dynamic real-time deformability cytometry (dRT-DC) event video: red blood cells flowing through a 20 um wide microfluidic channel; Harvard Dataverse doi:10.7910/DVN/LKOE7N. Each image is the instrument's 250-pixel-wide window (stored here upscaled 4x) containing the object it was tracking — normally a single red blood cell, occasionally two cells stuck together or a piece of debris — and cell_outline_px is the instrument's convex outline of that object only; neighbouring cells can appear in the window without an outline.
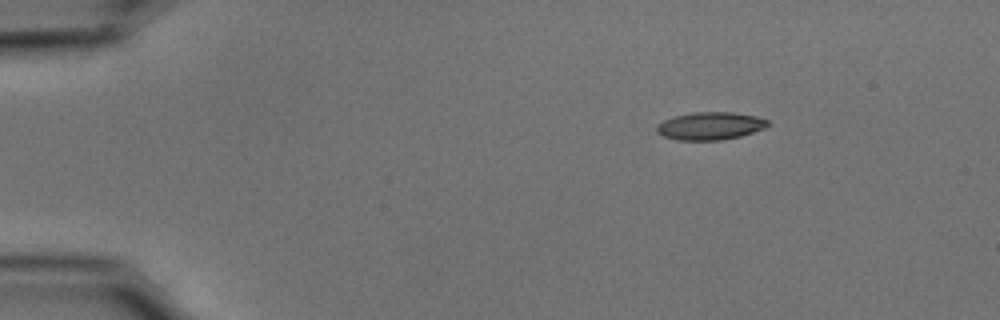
{"species": "common noctule bat (a hibernating species)", "species_latin": "Nyctalus noctula", "temperature_condition": "cold", "stored_images_in_passage": 47, "camera_frame_rate_fps": 3000, "um_per_image_px": 0.085, "animal": {"sex": "male", "body_mass_g": 15.6}, "frame": {"image": 1, "passage_image": 1, "time_ms": 0.0, "image_size_px": [1000, 320], "cell_outline_px": [[768, 124], [764, 128], [740, 136], [720, 140], [676, 140], [664, 136], [656, 132], [656, 124], [664, 120], [676, 116], [696, 112], [732, 112], [756, 116], [768, 120]], "centroid_in_image_um": [60.34, 10.7], "position_along_channel_um": 24.7, "area_um2": 17.8}}
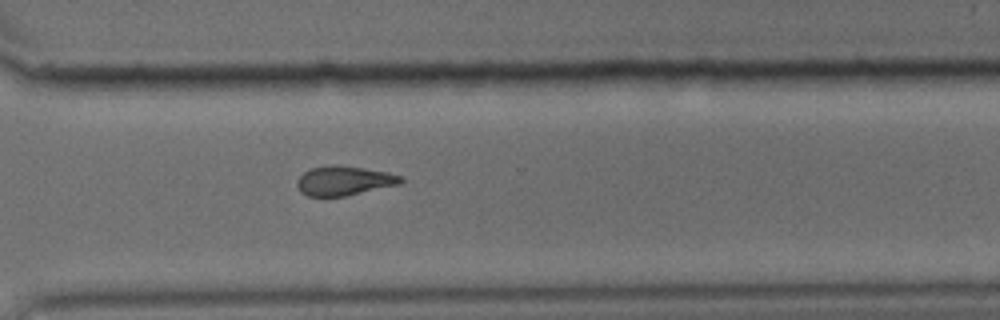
{"frame": {"image": 2, "passage_image": 33, "time_ms": 10.667, "image_size_px": [1000, 320], "cell_outline_px": [[404, 180], [400, 184], [344, 196], [308, 196], [300, 192], [296, 184], [300, 176], [304, 172], [312, 168], [332, 164], [336, 164], [388, 172], [404, 176]], "centroid_in_image_um": [29.26, 15.35], "position_along_channel_um": 341.3, "area_um2": 17.74}}
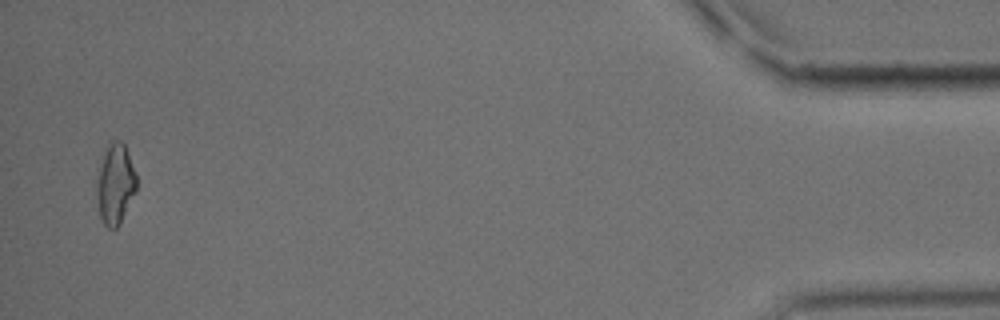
{"frame": {"image": 3, "passage_image": 46, "time_ms": 15.0, "image_size_px": [1000, 320], "cell_outline_px": [[136, 192], [120, 224], [116, 228], [108, 228], [104, 224], [100, 216], [96, 192], [96, 180], [104, 148], [112, 140], [120, 140], [124, 144], [136, 176]], "centroid_in_image_um": [9.78, 15.64], "position_along_channel_um": 425.4, "area_um2": 18.67}, "authors_computed_cell_mechanics": {"area_um2": 18.1492, "velocity_mm_per_s": 3.7177, "shape_relaxation_time_tau1_ms": 8.0226, "shape_relaxation_time_tau2_ms": 6.0216, "deformation_change_tau1": 0.1943, "deformation_change_tau2": 0.1471}}